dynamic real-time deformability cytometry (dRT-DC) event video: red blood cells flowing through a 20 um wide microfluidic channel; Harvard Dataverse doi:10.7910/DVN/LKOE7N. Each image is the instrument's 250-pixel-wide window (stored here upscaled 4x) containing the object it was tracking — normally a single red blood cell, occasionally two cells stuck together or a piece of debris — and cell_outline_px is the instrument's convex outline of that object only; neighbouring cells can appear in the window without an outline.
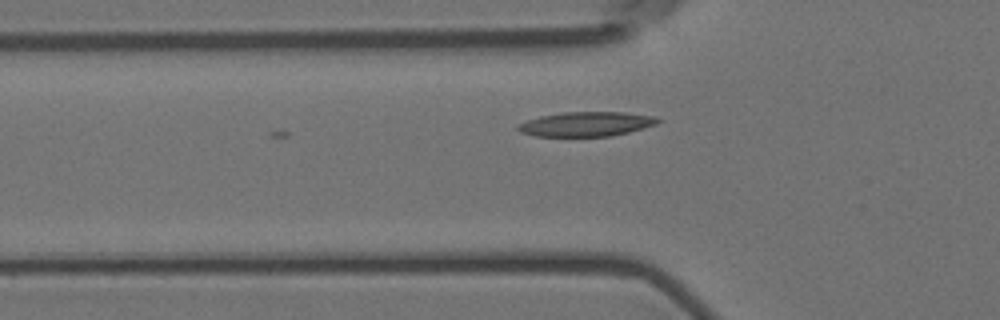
{"species": "Egyptian fruit bat (a non-hibernating species)", "species_latin": "Rousettus aegyptiacus", "temperature_condition": "room temperature", "stored_images_in_passage": 3, "camera_frame_rate_fps": 3000, "um_per_image_px": 0.085, "animal": {"sex": "female"}, "frame": {"image": 1, "passage_image": 3, "time_ms": 0.667, "image_size_px": [1000, 320], "cell_outline_px": [[660, 120], [656, 124], [644, 128], [612, 136], [536, 136], [520, 132], [516, 128], [516, 124], [540, 116], [560, 112], [624, 112], [656, 116]], "centroid_in_image_um": [49.82, 10.54], "position_along_channel_um": 76.0, "area_um2": 20.06}}